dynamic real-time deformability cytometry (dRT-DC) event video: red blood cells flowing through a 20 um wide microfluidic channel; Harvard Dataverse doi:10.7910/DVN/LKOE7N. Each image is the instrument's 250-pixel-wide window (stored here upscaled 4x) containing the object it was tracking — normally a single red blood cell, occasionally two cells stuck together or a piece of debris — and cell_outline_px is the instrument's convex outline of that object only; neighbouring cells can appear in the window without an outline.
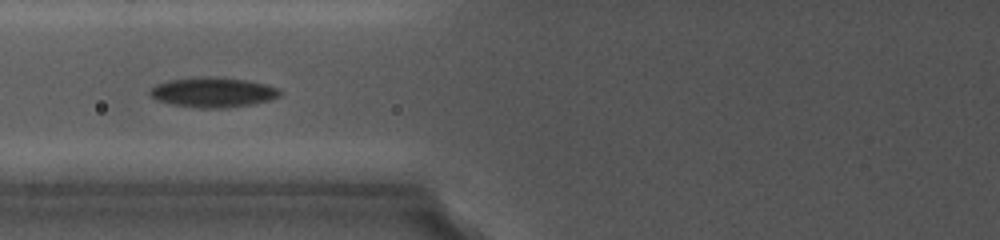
{"species": "common noctule bat (a hibernating species)", "species_latin": "Nyctalus noctula", "temperature_condition": "cold", "stored_images_in_passage": 20, "camera_frame_rate_fps": 5000, "um_per_image_px": 0.085, "animal": {"sex": "female", "body_mass_g": 19.0, "forearm_length_mm": 56.7}, "frame": {"image": 1, "passage_image": 4, "time_ms": 1.4, "image_size_px": [1000, 240], "cell_outline_px": [[284, 92], [280, 96], [268, 100], [252, 104], [224, 108], [200, 108], [172, 104], [156, 100], [148, 92], [156, 84], [168, 80], [192, 76], [216, 76], [248, 80], [280, 88]], "centroid_in_image_um": [18.11, 7.82], "position_along_channel_um": 107.7, "area_um2": 23.0}}